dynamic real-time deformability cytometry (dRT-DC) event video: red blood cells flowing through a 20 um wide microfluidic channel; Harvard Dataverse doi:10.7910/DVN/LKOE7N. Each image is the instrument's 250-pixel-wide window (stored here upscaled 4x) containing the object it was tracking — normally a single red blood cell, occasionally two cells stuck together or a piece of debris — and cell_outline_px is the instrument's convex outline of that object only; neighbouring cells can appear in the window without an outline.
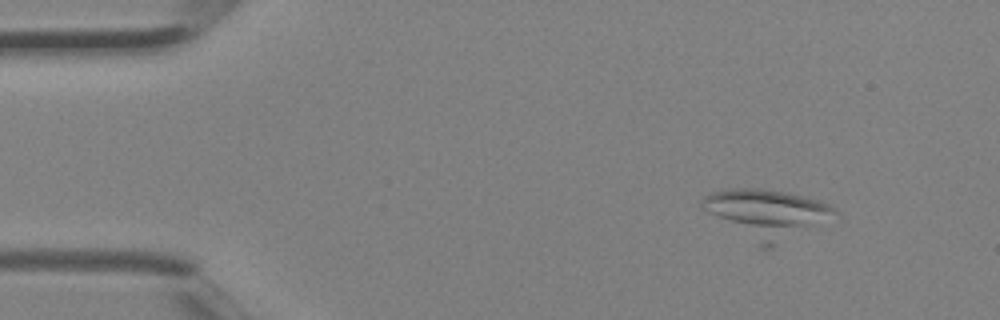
{"species": "Egyptian fruit bat (a non-hibernating species)", "species_latin": "Rousettus aegyptiacus", "temperature_condition": "room temperature", "stored_images_in_passage": 5, "camera_frame_rate_fps": 3000, "um_per_image_px": 0.085, "animal": {"sex": "female"}, "frame": {"image": 1, "passage_image": 3, "time_ms": 0.667, "image_size_px": [1000, 320], "cell_outline_px": [[840, 220], [772, 248], [764, 248], [708, 212], [700, 204], [704, 196], [712, 192], [732, 188], [760, 188], [788, 192], [820, 200], [836, 208], [840, 216]], "centroid_in_image_um": [65.4, 18.18], "position_along_channel_um": 19.6, "area_um2": 38.44}}